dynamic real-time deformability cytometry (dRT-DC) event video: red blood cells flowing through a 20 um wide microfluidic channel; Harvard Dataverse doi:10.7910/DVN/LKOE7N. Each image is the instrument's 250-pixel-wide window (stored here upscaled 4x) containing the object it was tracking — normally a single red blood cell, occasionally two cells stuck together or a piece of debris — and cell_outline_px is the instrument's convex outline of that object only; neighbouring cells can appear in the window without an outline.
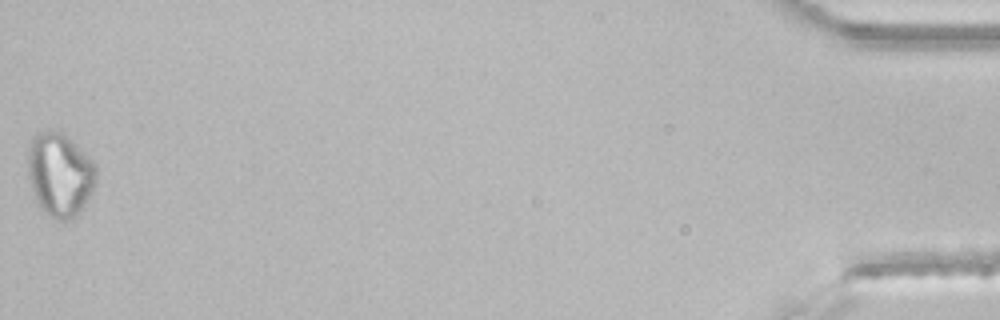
{"species": "common noctule bat (a hibernating species)", "species_latin": "Nyctalus noctula", "temperature_condition": "room temperature", "stored_images_in_passage": 45, "segment_of_instrument_passage": [2, 2], "camera_frame_rate_fps": 3000, "um_per_image_px": 0.085, "animal": {"sex": "male", "body_mass_g": 21.5, "forearm_length_mm": 52.0}, "frame": {"image": 1, "passage_image": 45, "time_ms": 14.667, "image_size_px": [1000, 320], "cell_outline_px": [[96, 184], [92, 192], [80, 212], [72, 220], [64, 224], [48, 216], [44, 212], [36, 200], [28, 176], [28, 148], [36, 132], [44, 128], [48, 128], [64, 132], [96, 164]], "centroid_in_image_um": [5.09, 14.84], "position_along_channel_um": 430.1, "area_um2": 34.1}}